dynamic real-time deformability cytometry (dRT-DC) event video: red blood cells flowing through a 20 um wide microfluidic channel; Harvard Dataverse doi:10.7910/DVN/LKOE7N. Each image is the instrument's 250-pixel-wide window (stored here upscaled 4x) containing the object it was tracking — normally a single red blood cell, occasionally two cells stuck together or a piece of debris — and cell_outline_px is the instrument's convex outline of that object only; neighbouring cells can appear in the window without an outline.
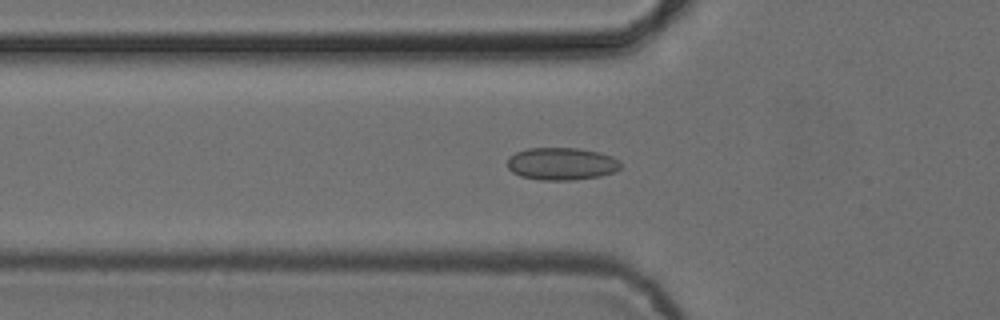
{"species": "common noctule bat (a hibernating species)", "species_latin": "Nyctalus noctula", "temperature_condition": "cold", "stored_images_in_passage": 53, "camera_frame_rate_fps": 3000, "um_per_image_px": 0.085, "animal": {"sex": "female", "body_mass_g": 24.6, "forearm_length_mm": 56.2}, "frame": {"image": 1, "passage_image": 18, "time_ms": 5.667, "image_size_px": [1000, 320], "cell_outline_px": [[620, 168], [616, 172], [600, 176], [572, 180], [540, 180], [520, 176], [512, 172], [508, 168], [508, 156], [516, 152], [528, 148], [576, 148], [600, 152], [612, 156], [620, 160]], "centroid_in_image_um": [47.74, 13.92], "position_along_channel_um": 78.1, "area_um2": 21.62}}
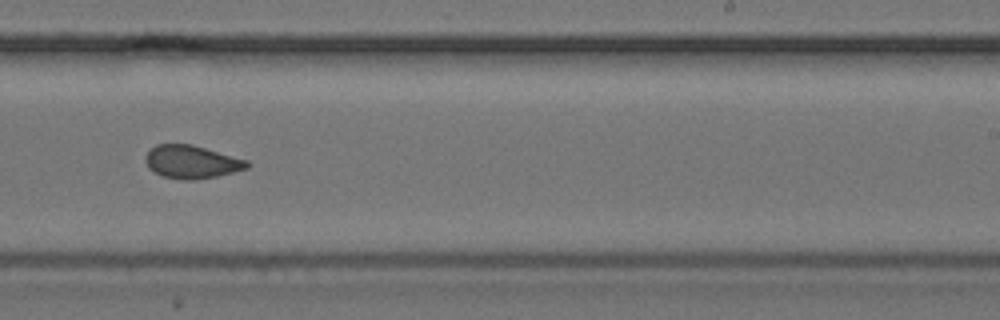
{"frame": {"image": 2, "passage_image": 33, "time_ms": 10.667, "image_size_px": [1000, 320], "cell_outline_px": [[252, 164], [248, 168], [216, 176], [196, 180], [180, 180], [160, 176], [148, 168], [144, 160], [144, 156], [156, 144], [192, 144], [248, 160]], "centroid_in_image_um": [16.27, 13.77], "position_along_channel_um": 272.7, "area_um2": 19.83}}
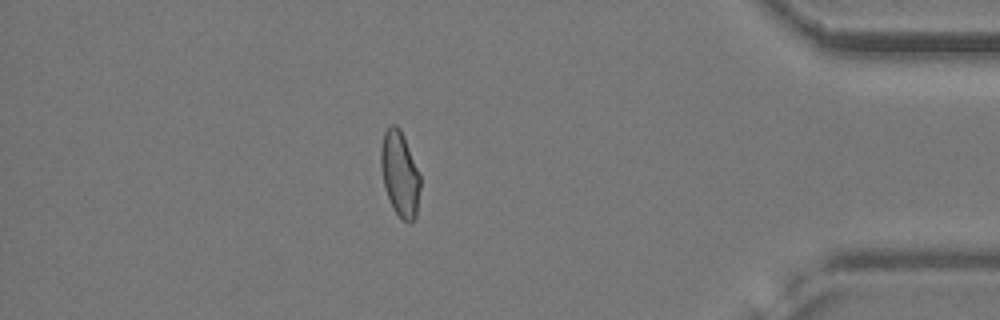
{"frame": {"image": 3, "passage_image": 46, "time_ms": 15.0, "image_size_px": [1000, 320], "cell_outline_px": [[420, 188], [416, 216], [408, 224], [392, 208], [384, 184], [380, 164], [380, 148], [384, 132], [392, 124], [396, 124], [400, 128], [404, 136], [420, 176]], "centroid_in_image_um": [33.98, 14.76], "position_along_channel_um": 401.2, "area_um2": 19.36}, "authors_computed_cell_mechanics": {"area_um2": 20.1144, "velocity_mm_per_s": 3.8789, "shape_relaxation_time_tau1_ms": null, "shape_relaxation_time_tau2_ms": 1.6423, "deformation_change_tau1": null, "deformation_change_tau2": 0.0629}}